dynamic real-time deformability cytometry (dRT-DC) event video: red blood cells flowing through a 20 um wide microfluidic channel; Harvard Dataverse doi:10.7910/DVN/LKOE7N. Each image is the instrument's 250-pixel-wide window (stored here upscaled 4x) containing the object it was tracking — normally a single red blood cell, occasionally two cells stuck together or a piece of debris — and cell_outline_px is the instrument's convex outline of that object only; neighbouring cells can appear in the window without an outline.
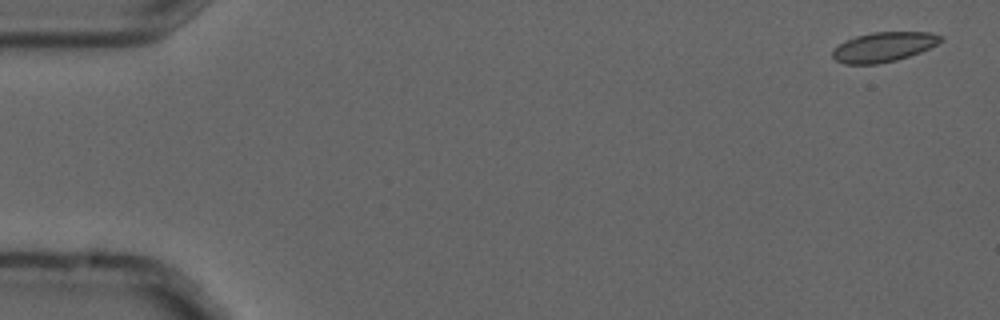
{"species": "common noctule bat (a hibernating species)", "species_latin": "Nyctalus noctula", "temperature_condition": "cold", "stored_images_in_passage": 5, "camera_frame_rate_fps": 3000, "um_per_image_px": 0.085, "animal": {"sex": "male", "forearm_length_mm": 52.5}, "frame": {"image": 1, "passage_image": 1, "time_ms": 0.0, "image_size_px": [1000, 320], "cell_outline_px": [[944, 40], [920, 52], [896, 60], [876, 64], [844, 64], [836, 60], [832, 56], [832, 52], [840, 44], [856, 36], [872, 32], [932, 32], [944, 36]], "centroid_in_image_um": [75.14, 3.98], "position_along_channel_um": 9.9, "area_um2": 18.55}}
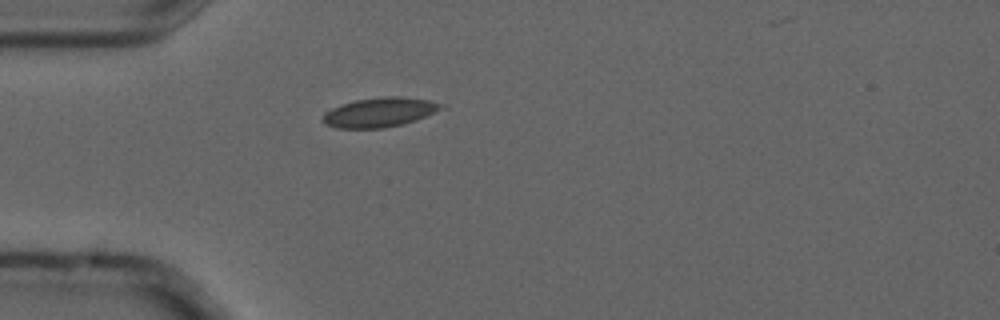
{"frame": {"image": 2, "passage_image": 5, "time_ms": 1.333, "image_size_px": [1000, 320], "cell_outline_px": [[440, 108], [416, 120], [384, 128], [336, 128], [324, 124], [324, 112], [332, 108], [356, 100], [384, 96], [404, 96], [428, 100], [436, 104]], "centroid_in_image_um": [32.17, 9.55], "position_along_channel_um": 52.8, "area_um2": 19.71}}